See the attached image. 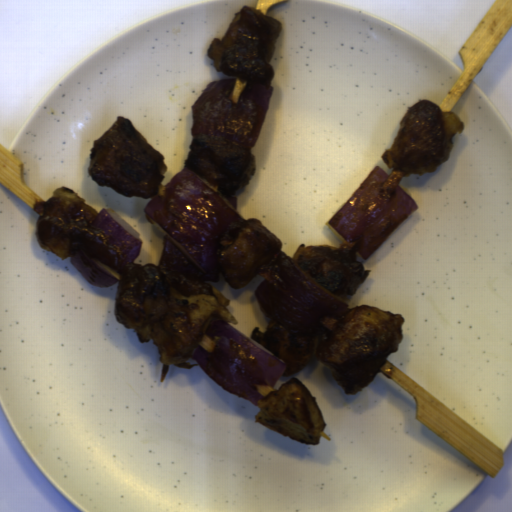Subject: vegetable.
Here are the masks:
<instances>
[{
	"mask_svg": "<svg viewBox=\"0 0 512 512\" xmlns=\"http://www.w3.org/2000/svg\"><path fill=\"white\" fill-rule=\"evenodd\" d=\"M238 196L225 195L203 178L182 169L144 207V214L163 234L158 266L170 267L186 280L219 282L216 252L221 236L244 223Z\"/></svg>",
	"mask_w": 512,
	"mask_h": 512,
	"instance_id": "vegetable-1",
	"label": "vegetable"
},
{
	"mask_svg": "<svg viewBox=\"0 0 512 512\" xmlns=\"http://www.w3.org/2000/svg\"><path fill=\"white\" fill-rule=\"evenodd\" d=\"M256 276L264 280L254 294L260 310L296 337L326 334L321 322L346 317L348 305L316 283L287 253L279 250Z\"/></svg>",
	"mask_w": 512,
	"mask_h": 512,
	"instance_id": "vegetable-2",
	"label": "vegetable"
},
{
	"mask_svg": "<svg viewBox=\"0 0 512 512\" xmlns=\"http://www.w3.org/2000/svg\"><path fill=\"white\" fill-rule=\"evenodd\" d=\"M418 207L398 181L377 165L325 225L365 261Z\"/></svg>",
	"mask_w": 512,
	"mask_h": 512,
	"instance_id": "vegetable-3",
	"label": "vegetable"
},
{
	"mask_svg": "<svg viewBox=\"0 0 512 512\" xmlns=\"http://www.w3.org/2000/svg\"><path fill=\"white\" fill-rule=\"evenodd\" d=\"M205 335L212 339L214 348L207 351L199 345L193 360L224 390L257 406L265 397L257 386L274 385L286 368L285 362L223 318L211 320Z\"/></svg>",
	"mask_w": 512,
	"mask_h": 512,
	"instance_id": "vegetable-4",
	"label": "vegetable"
},
{
	"mask_svg": "<svg viewBox=\"0 0 512 512\" xmlns=\"http://www.w3.org/2000/svg\"><path fill=\"white\" fill-rule=\"evenodd\" d=\"M274 88L270 82L240 78L210 83L191 106L192 134L253 149L267 118Z\"/></svg>",
	"mask_w": 512,
	"mask_h": 512,
	"instance_id": "vegetable-5",
	"label": "vegetable"
},
{
	"mask_svg": "<svg viewBox=\"0 0 512 512\" xmlns=\"http://www.w3.org/2000/svg\"><path fill=\"white\" fill-rule=\"evenodd\" d=\"M142 247L139 232L110 208H102L89 224L70 263L90 284L104 289L119 283L118 273L136 261Z\"/></svg>",
	"mask_w": 512,
	"mask_h": 512,
	"instance_id": "vegetable-6",
	"label": "vegetable"
}]
</instances>
